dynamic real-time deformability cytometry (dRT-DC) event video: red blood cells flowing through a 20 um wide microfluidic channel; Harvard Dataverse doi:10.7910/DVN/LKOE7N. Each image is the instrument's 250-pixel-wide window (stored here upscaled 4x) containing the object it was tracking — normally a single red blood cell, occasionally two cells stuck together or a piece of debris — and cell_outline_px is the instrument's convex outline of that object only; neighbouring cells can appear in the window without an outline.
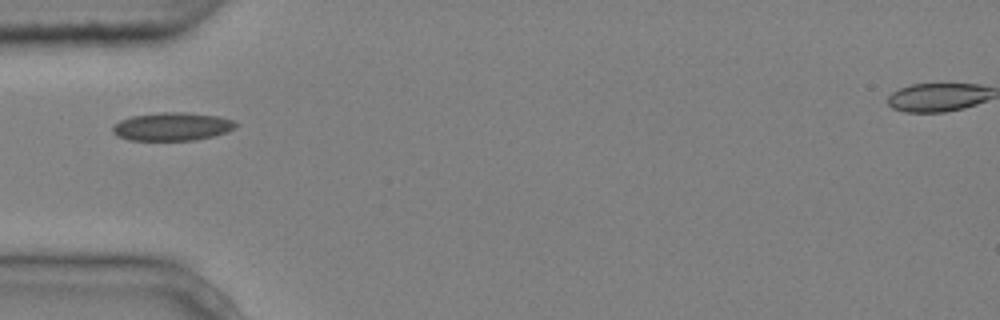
{"species": "common noctule bat (a hibernating species)", "species_latin": "Nyctalus noctula", "temperature_condition": "cold", "stored_images_in_passage": 6, "camera_frame_rate_fps": 3000, "um_per_image_px": 0.085, "animal": {"sex": "male", "body_mass_g": 20.4}, "frame": {"image": 1, "passage_image": 1, "time_ms": 0.0, "image_size_px": [1000, 320], "cell_outline_px": [[236, 128], [228, 132], [196, 140], [128, 140], [116, 136], [112, 132], [112, 128], [120, 120], [132, 116], [160, 112], [184, 112], [220, 116], [232, 120], [236, 124]], "centroid_in_image_um": [14.63, 10.76], "position_along_channel_um": 70.4, "area_um2": 20.29}}
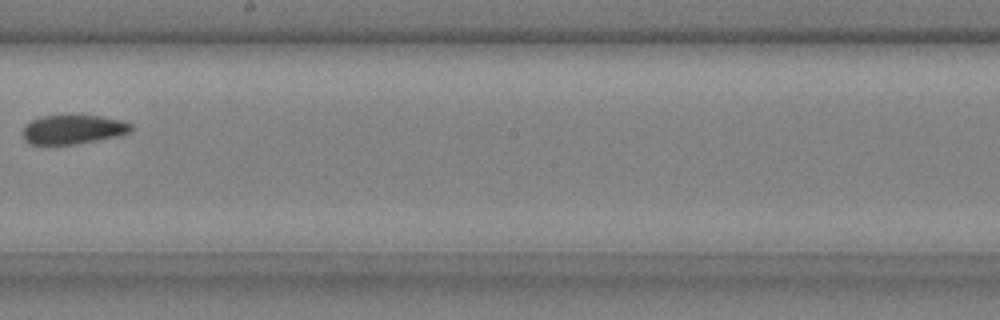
{"frame": {"image": 2, "passage_image": 5, "time_ms": 1.333, "image_size_px": [1000, 320], "cell_outline_px": [[132, 132], [116, 136], [76, 144], [28, 144], [24, 140], [24, 128], [32, 120], [44, 116], [100, 116], [120, 120], [132, 124]], "centroid_in_image_um": [6.23, 11.01], "position_along_channel_um": 242.0, "area_um2": 18.03}}
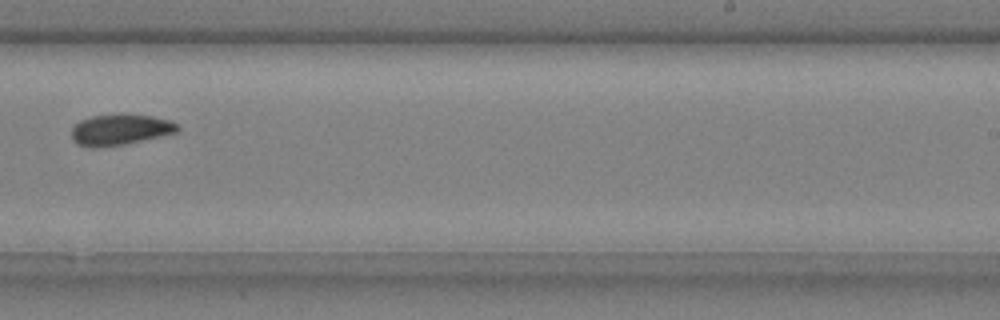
{"frame": {"image": 3, "passage_image": 6, "time_ms": 1.667, "image_size_px": [1000, 320], "cell_outline_px": [[180, 128], [176, 132], [160, 136], [124, 144], [96, 148], [92, 148], [76, 144], [72, 140], [72, 128], [80, 120], [92, 116], [116, 112], [124, 112], [152, 116], [172, 120]], "centroid_in_image_um": [10.19, 10.99], "position_along_channel_um": 278.8, "area_um2": 19.54}}